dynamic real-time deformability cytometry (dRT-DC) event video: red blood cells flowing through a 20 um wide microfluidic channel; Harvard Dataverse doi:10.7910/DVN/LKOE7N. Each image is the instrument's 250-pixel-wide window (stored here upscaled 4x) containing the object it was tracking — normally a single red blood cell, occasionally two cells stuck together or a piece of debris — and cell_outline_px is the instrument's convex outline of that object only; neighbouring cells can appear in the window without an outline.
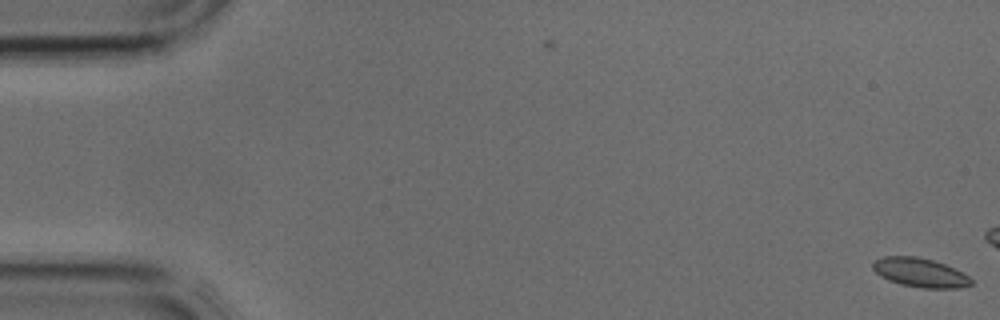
{"species": "common noctule bat (a hibernating species)", "species_latin": "Nyctalus noctula", "temperature_condition": "cold", "stored_images_in_passage": 11, "camera_frame_rate_fps": 3000, "um_per_image_px": 0.085, "animal": {"sex": "male", "body_mass_g": 17.9, "forearm_length_mm": 54.2}, "frame": {"image": 1, "passage_image": 1, "time_ms": 0.0, "image_size_px": [1000, 320], "cell_outline_px": [[972, 284], [960, 288], [924, 288], [900, 284], [888, 280], [880, 276], [872, 268], [872, 264], [876, 260], [884, 256], [916, 256], [932, 260], [944, 264], [968, 276], [972, 280]], "centroid_in_image_um": [78.18, 23.17], "position_along_channel_um": 6.8, "area_um2": 16.47}}